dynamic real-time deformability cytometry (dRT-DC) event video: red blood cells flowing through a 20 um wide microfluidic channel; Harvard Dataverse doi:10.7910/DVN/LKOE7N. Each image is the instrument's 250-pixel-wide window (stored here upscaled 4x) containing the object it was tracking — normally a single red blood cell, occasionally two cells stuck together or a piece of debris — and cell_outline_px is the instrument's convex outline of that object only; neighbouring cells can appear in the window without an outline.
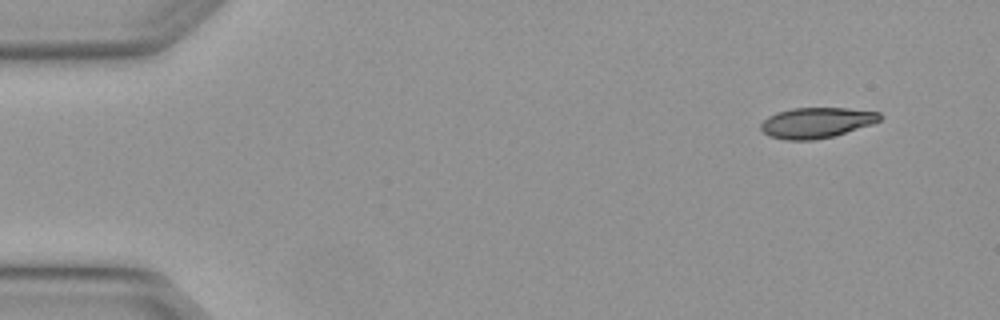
{"species": "Egyptian fruit bat (a non-hibernating species)", "species_latin": "Rousettus aegyptiacus", "temperature_condition": "warm", "stored_images_in_passage": 4, "camera_frame_rate_fps": 3000, "um_per_image_px": 0.085, "animal": {"sex": "female"}, "frame": {"image": 1, "passage_image": 1, "time_ms": 0.0, "image_size_px": [1000, 320], "cell_outline_px": [[884, 116], [880, 120], [872, 124], [832, 136], [812, 140], [784, 140], [768, 136], [760, 128], [760, 124], [768, 116], [776, 112], [792, 108], [848, 108], [880, 112]], "centroid_in_image_um": [69.39, 10.42], "position_along_channel_um": 15.6, "area_um2": 21.21}}
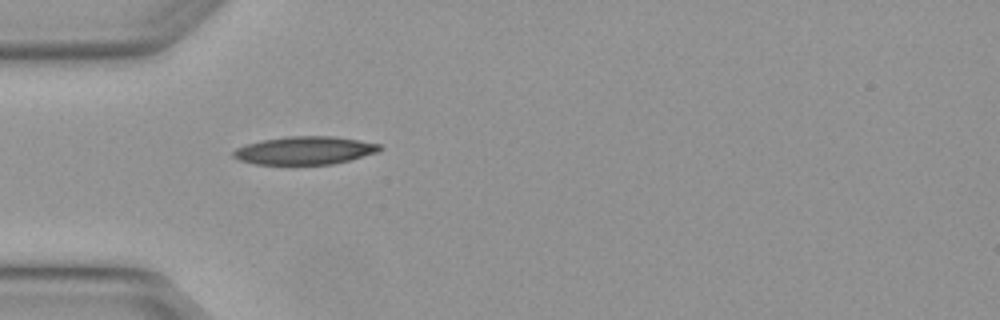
{"frame": {"image": 2, "passage_image": 4, "time_ms": 1.0, "image_size_px": [1000, 320], "cell_outline_px": [[384, 148], [380, 152], [332, 164], [256, 164], [240, 160], [232, 156], [232, 152], [236, 148], [244, 144], [264, 140], [288, 136], [336, 136], [380, 144]], "centroid_in_image_um": [25.93, 12.78], "position_along_channel_um": 59.1, "area_um2": 23.93}}